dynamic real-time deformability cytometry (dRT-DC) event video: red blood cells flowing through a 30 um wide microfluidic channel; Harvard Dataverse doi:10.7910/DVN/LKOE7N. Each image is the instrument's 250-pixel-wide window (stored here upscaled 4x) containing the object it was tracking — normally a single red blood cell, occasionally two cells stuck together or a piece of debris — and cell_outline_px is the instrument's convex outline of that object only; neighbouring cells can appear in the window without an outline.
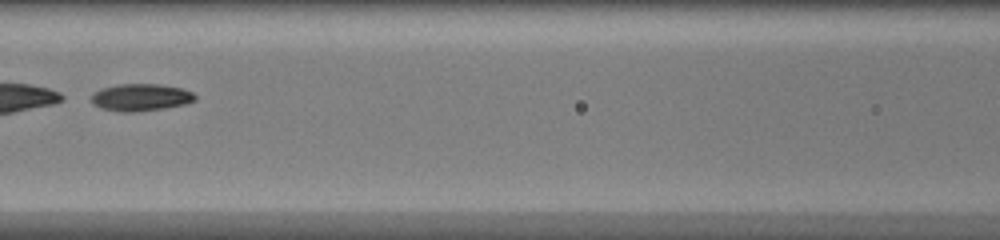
{"species": "common noctule bat (a hibernating species)", "species_latin": "Nyctalus noctula", "temperature_condition": "warm", "stored_images_in_passage": 31, "segment_of_instrument_passage": [2, 2], "camera_frame_rate_fps": 3000, "um_per_image_px": 0.085, "animal": {"sex": "female", "body_mass_g": 20.0, "forearm_length_mm": 54.0}, "frame": {"image": 1, "passage_image": 21, "time_ms": 6.667, "image_size_px": [1000, 240], "cell_outline_px": [[196, 100], [184, 104], [164, 108], [132, 112], [120, 112], [100, 108], [92, 104], [92, 92], [100, 88], [120, 84], [160, 84], [180, 88], [192, 92], [196, 96]], "centroid_in_image_um": [11.92, 8.27], "position_along_channel_um": 154.7, "area_um2": 16.47}}